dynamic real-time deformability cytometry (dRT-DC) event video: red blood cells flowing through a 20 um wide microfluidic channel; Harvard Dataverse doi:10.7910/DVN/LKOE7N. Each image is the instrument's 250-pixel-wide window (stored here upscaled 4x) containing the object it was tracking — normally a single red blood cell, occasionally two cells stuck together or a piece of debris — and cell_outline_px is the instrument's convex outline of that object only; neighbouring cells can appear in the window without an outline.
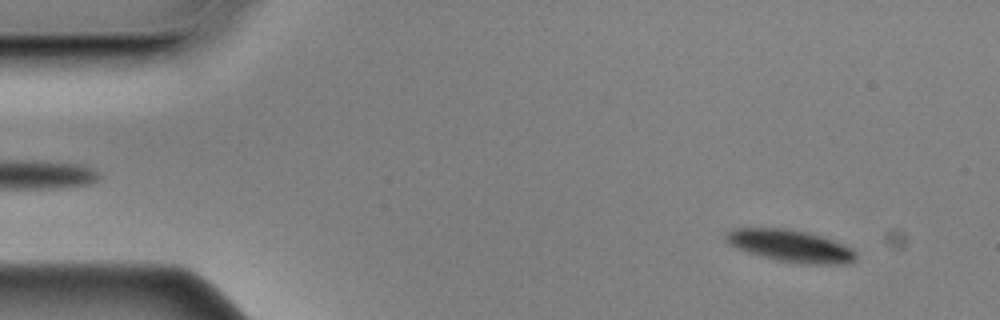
{"species": "Egyptian fruit bat (a non-hibernating species)", "species_latin": "Rousettus aegyptiacus", "temperature_condition": "cold", "stored_images_in_passage": 57, "camera_frame_rate_fps": 3000, "um_per_image_px": 0.085, "animal": {"sex": "male"}, "frame": {"image": 1, "passage_image": 5, "time_ms": 1.333, "image_size_px": [1000, 320], "cell_outline_px": [[856, 260], [848, 264], [804, 264], [776, 260], [760, 256], [736, 248], [728, 244], [724, 236], [732, 228], [788, 228], [808, 232], [824, 236], [844, 244], [852, 248], [856, 252]], "centroid_in_image_um": [67.21, 20.9], "position_along_channel_um": 17.8, "area_um2": 24.68}}
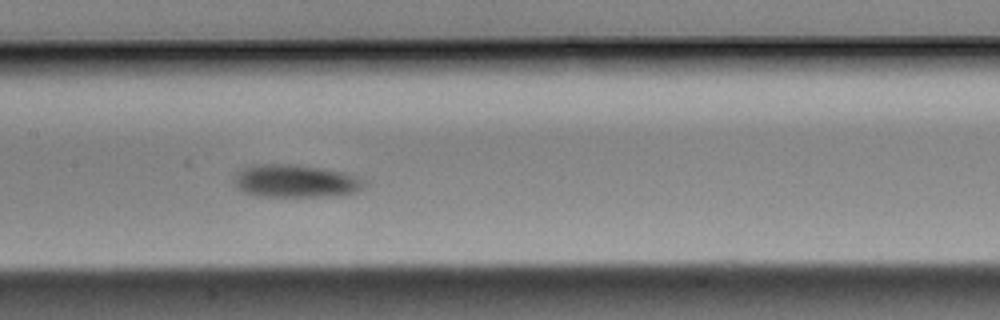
{"frame": {"image": 2, "passage_image": 27, "time_ms": 8.667, "image_size_px": [1000, 320], "cell_outline_px": [[368, 184], [356, 192], [336, 196], [256, 196], [244, 192], [232, 180], [236, 172], [252, 164], [296, 164], [344, 172], [368, 180]], "centroid_in_image_um": [25.15, 15.38], "position_along_channel_um": 182.2, "area_um2": 25.14}}
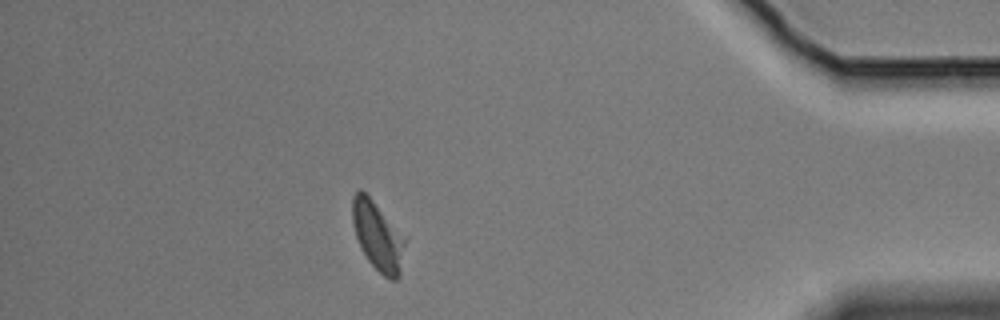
{"frame": {"image": 3, "passage_image": 50, "time_ms": 16.333, "image_size_px": [1000, 320], "cell_outline_px": [[404, 244], [400, 276], [396, 280], [392, 280], [384, 276], [368, 260], [360, 248], [352, 224], [352, 196], [360, 188], [372, 200], [404, 240]], "centroid_in_image_um": [32.04, 20.09], "position_along_channel_um": 403.2, "area_um2": 20.23}, "authors_computed_cell_mechanics": {"area_um2": 24.1604, "velocity_mm_per_s": 3.4711, "shape_relaxation_time_tau1_ms": 1.6119, "shape_relaxation_time_tau2_ms": null, "deformation_change_tau1": 0.0712, "deformation_change_tau2": null}}